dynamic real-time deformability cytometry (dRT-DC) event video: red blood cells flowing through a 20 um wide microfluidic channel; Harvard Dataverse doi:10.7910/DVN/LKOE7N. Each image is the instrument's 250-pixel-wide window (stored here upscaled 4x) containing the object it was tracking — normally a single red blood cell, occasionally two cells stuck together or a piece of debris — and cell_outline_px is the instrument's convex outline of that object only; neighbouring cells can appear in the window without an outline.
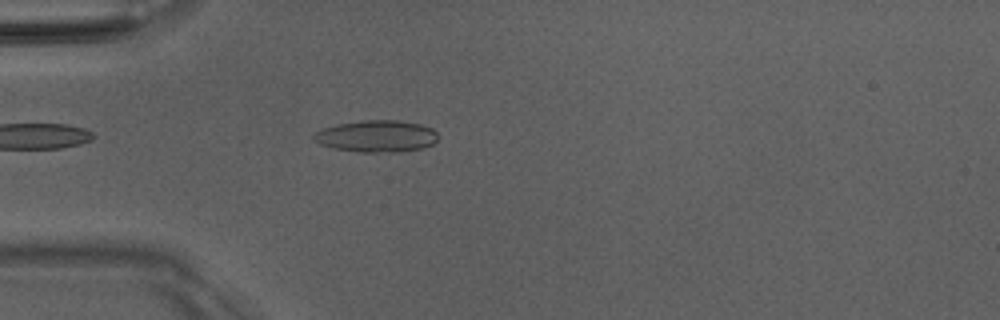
{"species": "Egyptian fruit bat (a non-hibernating species)", "species_latin": "Rousettus aegyptiacus", "temperature_condition": "room temperature", "stored_images_in_passage": 51, "camera_frame_rate_fps": 3000, "um_per_image_px": 0.085, "animal": {"sex": "male"}, "frame": {"image": 1, "passage_image": 14, "time_ms": 4.333, "image_size_px": [1000, 320], "cell_outline_px": [[440, 136], [432, 144], [424, 148], [400, 152], [356, 152], [332, 148], [320, 144], [312, 140], [312, 136], [316, 132], [324, 128], [336, 124], [360, 120], [396, 120], [420, 124], [432, 128]], "centroid_in_image_um": [32.0, 11.58], "position_along_channel_um": 53.0, "area_um2": 23.35}}
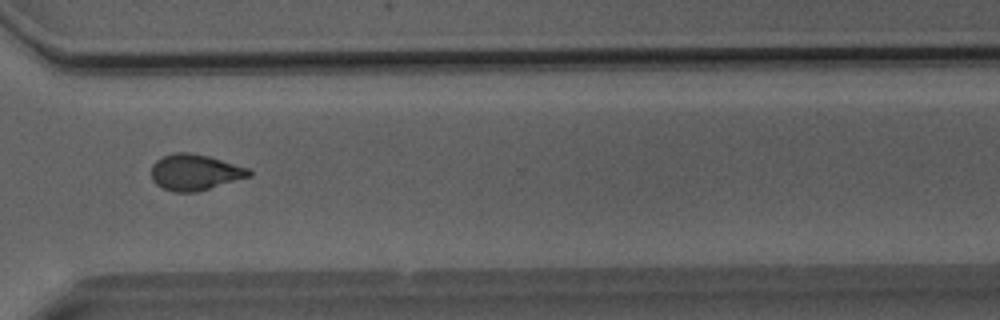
{"frame": {"image": 2, "passage_image": 37, "time_ms": 12.0, "image_size_px": [1000, 320], "cell_outline_px": [[252, 176], [196, 192], [172, 192], [156, 184], [152, 180], [152, 164], [156, 160], [172, 152], [192, 152], [208, 156], [248, 168], [252, 172]], "centroid_in_image_um": [16.56, 14.64], "position_along_channel_um": 354.0, "area_um2": 20.52}}
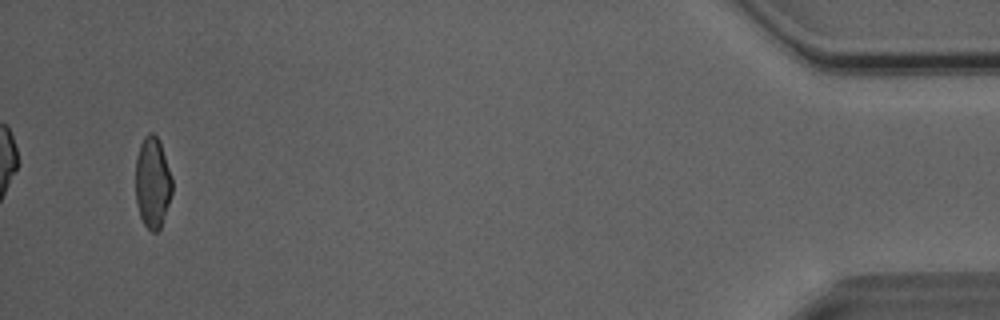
{"frame": {"image": 3, "passage_image": 48, "time_ms": 15.667, "image_size_px": [1000, 320], "cell_outline_px": [[172, 192], [160, 228], [156, 232], [152, 232], [144, 224], [140, 216], [136, 200], [136, 156], [140, 144], [144, 136], [148, 132], [152, 132], [160, 140], [172, 176]], "centroid_in_image_um": [12.97, 15.47], "position_along_channel_um": 422.2, "area_um2": 19.48}, "authors_computed_cell_mechanics": {"area_um2": 20.6346, "velocity_mm_per_s": 4.0561, "shape_relaxation_time_tau1_ms": 7.7154, "shape_relaxation_time_tau2_ms": 1.3773, "deformation_change_tau1": 0.2141, "deformation_change_tau2": 0.072}}